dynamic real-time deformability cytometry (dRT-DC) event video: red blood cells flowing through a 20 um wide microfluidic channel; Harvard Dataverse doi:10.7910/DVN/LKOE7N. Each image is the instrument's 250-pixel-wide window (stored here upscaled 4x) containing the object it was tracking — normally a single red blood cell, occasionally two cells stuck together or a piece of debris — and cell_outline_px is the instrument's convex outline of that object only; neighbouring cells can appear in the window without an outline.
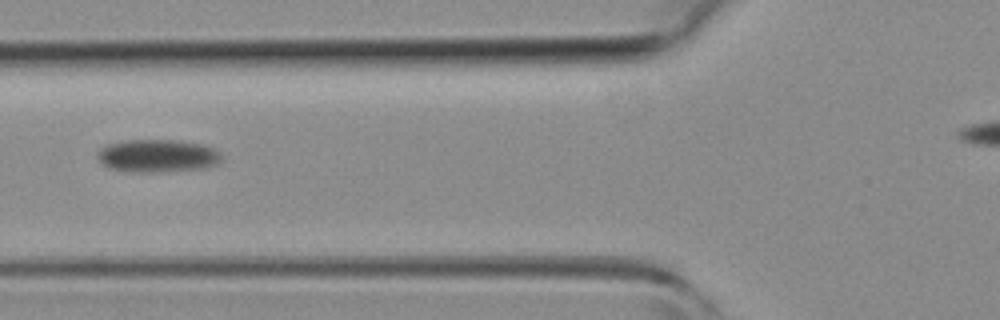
{"species": "common noctule bat (a hibernating species)", "species_latin": "Nyctalus noctula", "temperature_condition": "room temperature", "stored_images_in_passage": 4, "camera_frame_rate_fps": 3000, "um_per_image_px": 0.085, "animal": {"sex": "female", "body_mass_g": 19.3, "forearm_length_mm": 54.1}, "frame": {"image": 1, "passage_image": 3, "time_ms": 2.333, "image_size_px": [1000, 320], "cell_outline_px": [[224, 160], [220, 164], [208, 168], [160, 172], [124, 172], [108, 168], [100, 164], [96, 156], [100, 148], [108, 144], [128, 140], [176, 140], [204, 144], [220, 152], [224, 156]], "centroid_in_image_um": [13.42, 13.26], "position_along_channel_um": 112.4, "area_um2": 24.45}}
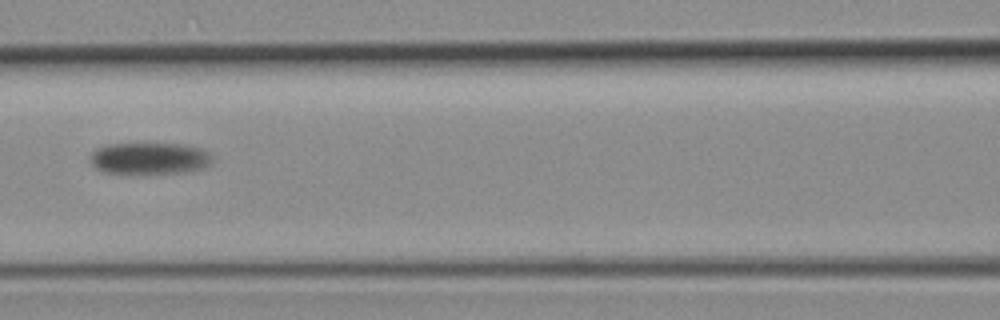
{"frame": {"image": 2, "passage_image": 4, "time_ms": 3.333, "image_size_px": [1000, 320], "cell_outline_px": [[212, 164], [204, 168], [192, 172], [104, 172], [96, 168], [92, 164], [92, 152], [96, 148], [108, 144], [184, 144], [200, 148], [208, 152], [212, 156]], "centroid_in_image_um": [12.78, 13.45], "position_along_channel_um": 153.8, "area_um2": 22.25}}